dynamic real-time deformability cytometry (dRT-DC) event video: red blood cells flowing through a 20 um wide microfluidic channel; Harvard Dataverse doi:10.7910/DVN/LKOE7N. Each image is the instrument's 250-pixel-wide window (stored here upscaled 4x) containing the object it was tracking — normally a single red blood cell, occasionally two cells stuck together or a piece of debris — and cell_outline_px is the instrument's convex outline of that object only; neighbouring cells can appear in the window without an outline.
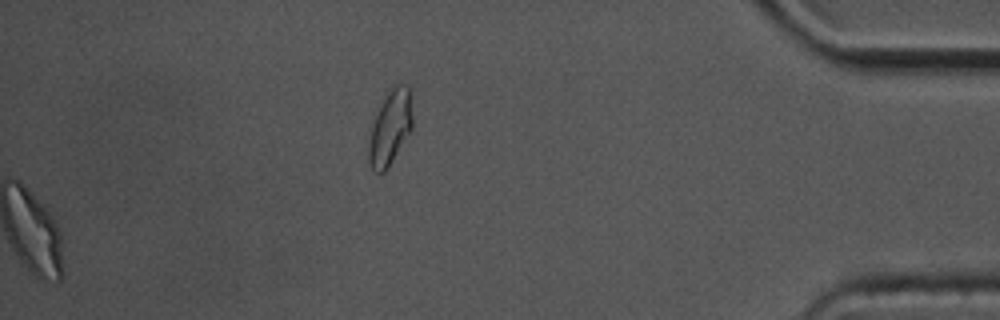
{"species": "common noctule bat (a hibernating species)", "species_latin": "Nyctalus noctula", "temperature_condition": "cold", "stored_images_in_passage": 59, "segment_of_instrument_passage": [2, 2], "camera_frame_rate_fps": 3000, "um_per_image_px": 0.085, "animal": {"sex": "male", "body_mass_g": 17.5, "forearm_length_mm": 52.3}, "frame": {"image": 1, "passage_image": 59, "time_ms": 19.333, "image_size_px": [1000, 320], "cell_outline_px": [[412, 132], [388, 168], [384, 172], [372, 172], [368, 160], [368, 144], [372, 124], [380, 104], [388, 92], [396, 84], [408, 84], [412, 96]], "centroid_in_image_um": [33.19, 10.86], "position_along_channel_um": 402.0, "area_um2": 19.54}}